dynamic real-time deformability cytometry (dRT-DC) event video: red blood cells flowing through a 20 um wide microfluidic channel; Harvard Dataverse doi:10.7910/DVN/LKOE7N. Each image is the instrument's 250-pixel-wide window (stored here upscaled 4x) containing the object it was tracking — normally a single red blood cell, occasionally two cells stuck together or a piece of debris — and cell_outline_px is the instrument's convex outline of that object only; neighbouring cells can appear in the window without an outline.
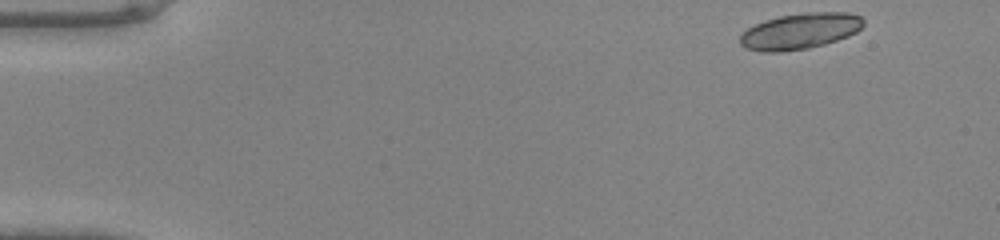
{"species": "common noctule bat (a hibernating species)", "species_latin": "Nyctalus noctula", "temperature_condition": "warm", "stored_images_in_passage": 44, "segment_of_instrument_passage": [1, 2], "camera_frame_rate_fps": 3000, "um_per_image_px": 0.085, "animal": {"sex": "male", "body_mass_g": 20.0, "forearm_length_mm": 53.3}, "frame": {"image": 1, "passage_image": 1, "time_ms": 0.0, "image_size_px": [1000, 240], "cell_outline_px": [[864, 24], [856, 32], [848, 36], [824, 44], [808, 48], [776, 52], [760, 52], [744, 48], [740, 44], [740, 36], [748, 28], [764, 20], [780, 16], [808, 12], [848, 12], [860, 16], [864, 20]], "centroid_in_image_um": [68.0, 2.65], "position_along_channel_um": 17.0, "area_um2": 25.78}}